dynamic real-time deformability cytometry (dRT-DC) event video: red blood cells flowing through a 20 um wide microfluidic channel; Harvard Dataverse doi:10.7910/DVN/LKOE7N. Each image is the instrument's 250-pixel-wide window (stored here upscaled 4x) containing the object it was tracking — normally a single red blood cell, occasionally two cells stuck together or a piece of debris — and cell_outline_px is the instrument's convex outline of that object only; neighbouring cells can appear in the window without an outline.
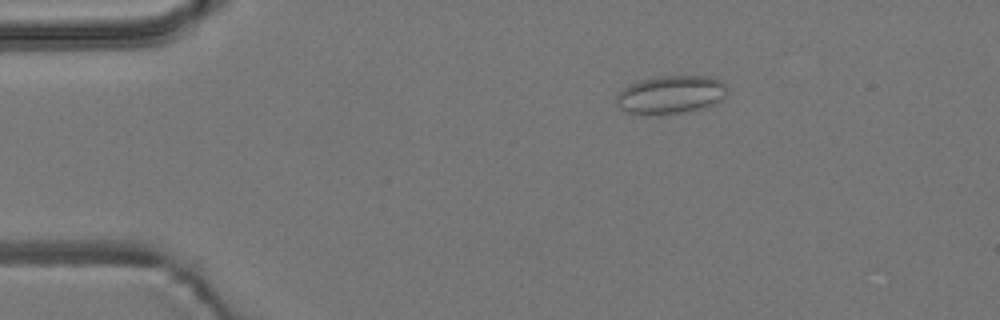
{"species": "common noctule bat (a hibernating species)", "species_latin": "Nyctalus noctula", "temperature_condition": "room temperature", "stored_images_in_passage": 6, "camera_frame_rate_fps": 3000, "um_per_image_px": 0.085, "animal": {"sex": "male", "body_mass_g": 19.2, "forearm_length_mm": 51.8}, "frame": {"image": 1, "passage_image": 3, "time_ms": 2.667, "image_size_px": [1000, 320], "cell_outline_px": [[728, 92], [720, 100], [712, 104], [700, 108], [684, 112], [660, 116], [644, 116], [628, 112], [620, 108], [616, 104], [616, 96], [628, 84], [640, 80], [656, 76], [712, 76], [720, 80], [728, 88]], "centroid_in_image_um": [56.98, 8.06], "position_along_channel_um": 28.0, "area_um2": 25.09}}